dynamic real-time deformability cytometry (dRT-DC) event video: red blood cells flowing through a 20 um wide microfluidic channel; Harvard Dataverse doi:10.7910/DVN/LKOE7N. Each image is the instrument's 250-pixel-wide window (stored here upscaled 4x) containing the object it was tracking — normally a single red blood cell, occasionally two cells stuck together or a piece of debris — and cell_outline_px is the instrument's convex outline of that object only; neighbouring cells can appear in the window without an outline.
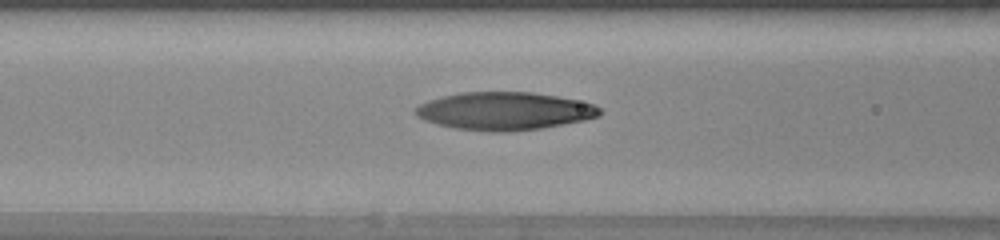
{"species": "human", "species_latin": "Homo sapiens", "temperature_condition": "warm", "stored_images_in_passage": 15, "camera_frame_rate_fps": 3000, "um_per_image_px": 0.085, "donor": {"sex": "female"}, "frame": {"image": 1, "passage_image": 7, "time_ms": 2.0, "image_size_px": [1000, 240], "cell_outline_px": [[600, 112], [596, 116], [580, 120], [540, 128], [508, 132], [488, 132], [456, 128], [440, 124], [428, 120], [420, 116], [416, 112], [416, 108], [420, 104], [444, 96], [460, 92], [532, 92], [556, 96], [576, 100], [592, 104], [600, 108]], "centroid_in_image_um": [42.88, 9.43], "position_along_channel_um": 123.7, "area_um2": 39.71}}
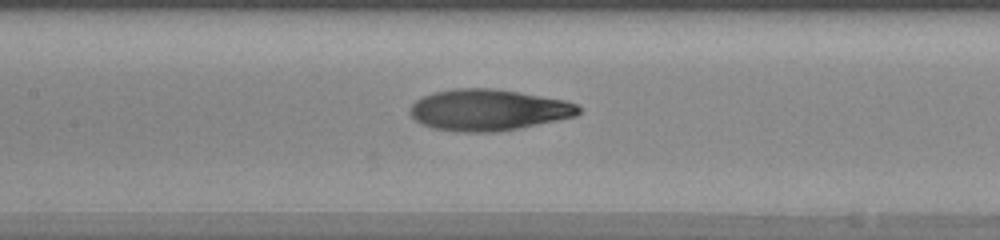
{"frame": {"image": 2, "passage_image": 10, "time_ms": 3.0, "image_size_px": [1000, 240], "cell_outline_px": [[580, 112], [576, 116], [516, 128], [492, 132], [460, 132], [432, 128], [416, 120], [412, 116], [412, 104], [416, 100], [432, 92], [452, 88], [492, 88], [564, 100], [576, 104], [580, 108]], "centroid_in_image_um": [41.48, 9.34], "position_along_channel_um": 165.9, "area_um2": 40.0}}
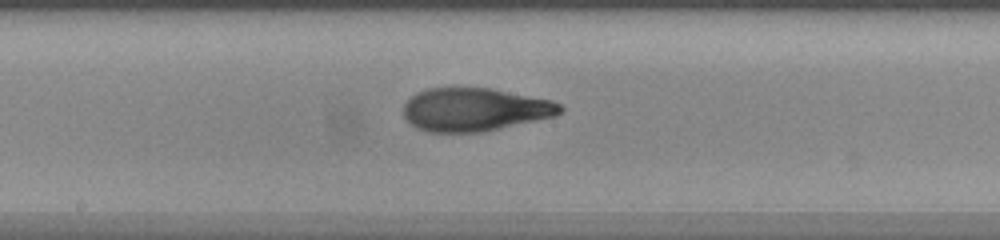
{"frame": {"image": 3, "passage_image": 13, "time_ms": 4.0, "image_size_px": [1000, 240], "cell_outline_px": [[564, 108], [560, 112], [552, 116], [480, 132], [428, 132], [416, 128], [404, 116], [404, 104], [416, 92], [428, 88], [456, 84], [492, 88], [552, 100], [560, 104]], "centroid_in_image_um": [40.28, 9.25], "position_along_channel_um": 207.9, "area_um2": 39.94}}